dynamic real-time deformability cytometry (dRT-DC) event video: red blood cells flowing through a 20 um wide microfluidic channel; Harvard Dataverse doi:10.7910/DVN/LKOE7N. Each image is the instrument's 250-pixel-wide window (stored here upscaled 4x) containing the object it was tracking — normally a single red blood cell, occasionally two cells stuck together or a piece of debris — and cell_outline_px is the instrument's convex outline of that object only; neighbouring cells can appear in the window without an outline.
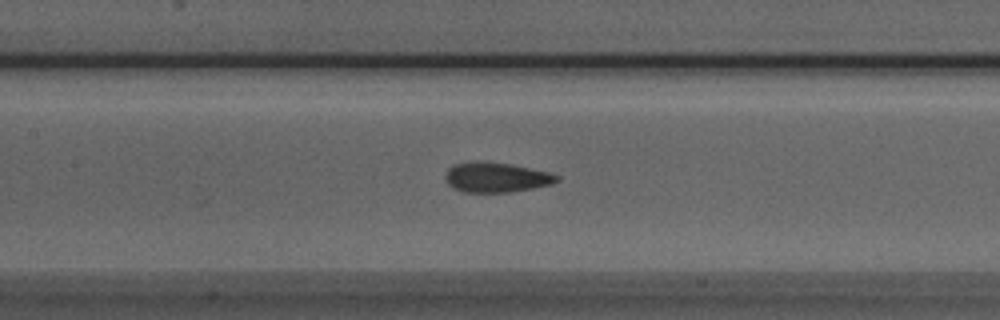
{"species": "Egyptian fruit bat (a non-hibernating species)", "species_latin": "Rousettus aegyptiacus", "temperature_condition": "room temperature", "stored_images_in_passage": 52, "camera_frame_rate_fps": 3000, "um_per_image_px": 0.085, "animal": {"sex": "male"}, "frame": {"image": 1, "passage_image": 23, "time_ms": 7.333, "image_size_px": [1000, 320], "cell_outline_px": [[560, 180], [552, 184], [532, 188], [508, 192], [464, 192], [452, 188], [444, 180], [444, 176], [448, 168], [456, 164], [508, 164], [548, 172], [560, 176]], "centroid_in_image_um": [42.19, 15.12], "position_along_channel_um": 165.2, "area_um2": 18.67}}
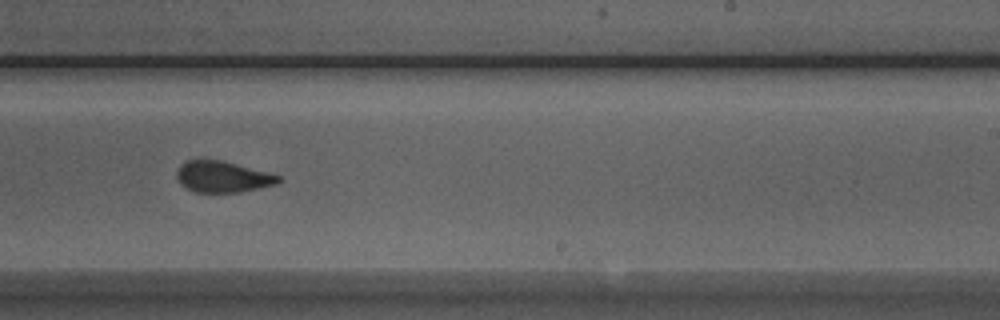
{"frame": {"image": 2, "passage_image": 31, "time_ms": 10.0, "image_size_px": [1000, 320], "cell_outline_px": [[284, 180], [280, 184], [240, 192], [196, 192], [180, 184], [176, 176], [176, 172], [180, 164], [184, 160], [220, 160], [268, 172], [280, 176]], "centroid_in_image_um": [18.95, 15.03], "position_along_channel_um": 270.0, "area_um2": 18.61}}
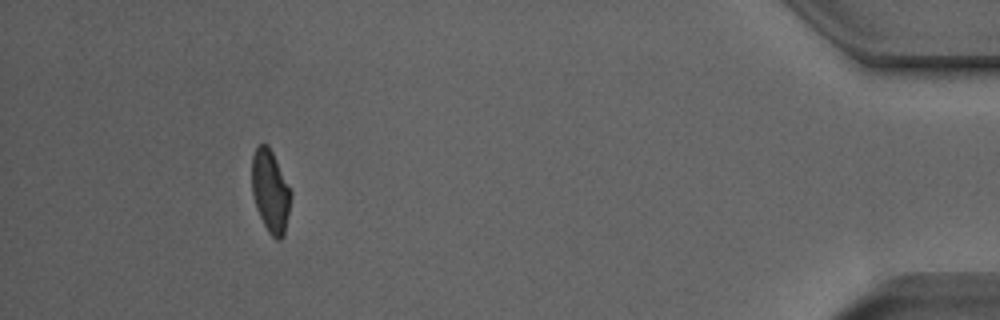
{"frame": {"image": 3, "passage_image": 47, "time_ms": 15.333, "image_size_px": [1000, 320], "cell_outline_px": [[292, 196], [284, 236], [280, 240], [276, 240], [268, 232], [256, 208], [252, 192], [252, 156], [256, 148], [260, 144], [268, 144], [292, 192]], "centroid_in_image_um": [22.99, 16.28], "position_along_channel_um": 412.2, "area_um2": 18.73}}